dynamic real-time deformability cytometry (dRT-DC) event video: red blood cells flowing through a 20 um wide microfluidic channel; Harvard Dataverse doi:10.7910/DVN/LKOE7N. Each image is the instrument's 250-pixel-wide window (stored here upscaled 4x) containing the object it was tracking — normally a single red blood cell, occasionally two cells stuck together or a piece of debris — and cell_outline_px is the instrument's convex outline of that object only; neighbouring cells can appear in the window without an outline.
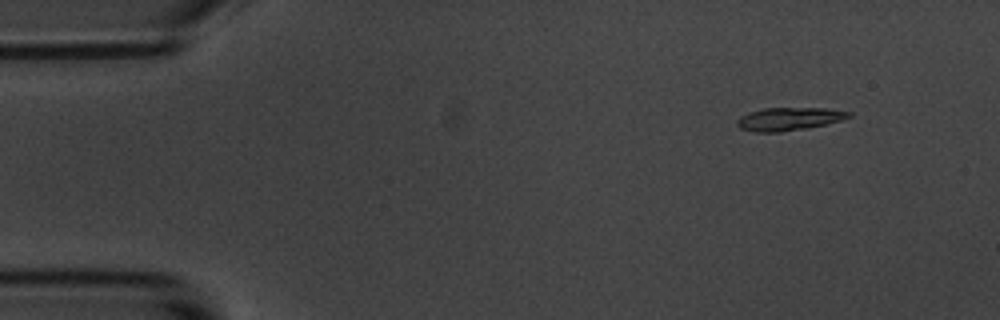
{"species": "common noctule bat (a hibernating species)", "species_latin": "Nyctalus noctula", "temperature_condition": "room temperature", "stored_images_in_passage": 53, "camera_frame_rate_fps": 3000, "um_per_image_px": 0.085, "animal": {"sex": "male", "body_mass_g": 20.1, "forearm_length_mm": 53.5}, "frame": {"image": 1, "passage_image": 2, "time_ms": 0.333, "image_size_px": [1000, 320], "cell_outline_px": [[852, 116], [840, 120], [808, 128], [780, 132], [752, 132], [740, 128], [736, 124], [736, 120], [740, 116], [748, 112], [764, 108], [824, 108], [852, 112]], "centroid_in_image_um": [67.02, 10.11], "position_along_channel_um": 18.0, "area_um2": 15.03}}
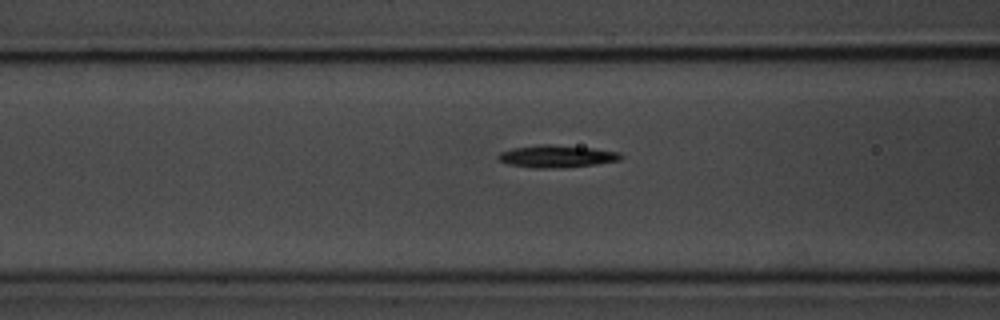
{"frame": {"image": 2, "passage_image": 18, "time_ms": 5.667, "image_size_px": [1000, 320], "cell_outline_px": [[624, 156], [620, 160], [596, 164], [548, 168], [536, 168], [508, 164], [500, 160], [496, 156], [500, 152], [512, 148], [544, 144], [552, 144], [592, 148], [620, 152]], "centroid_in_image_um": [47.32, 13.27], "position_along_channel_um": 119.3, "area_um2": 15.78}}
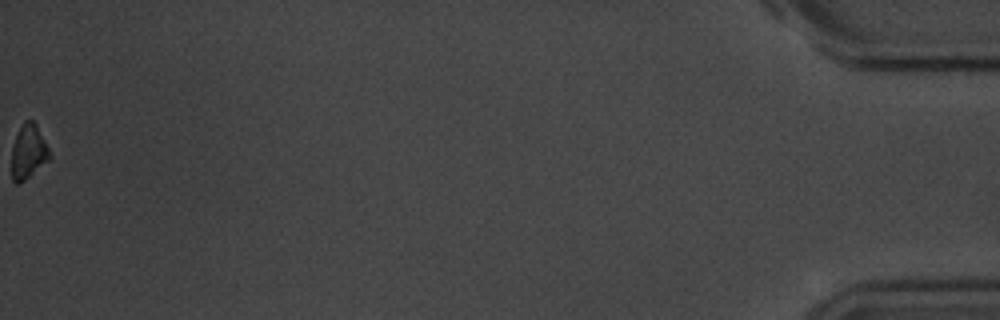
{"frame": {"image": 3, "passage_image": 53, "time_ms": 17.333, "image_size_px": [1000, 320], "cell_outline_px": [[52, 156], [48, 160], [20, 184], [16, 184], [12, 180], [12, 144], [24, 120], [32, 120], [36, 124]], "centroid_in_image_um": [2.4, 12.91], "position_along_channel_um": 432.8, "area_um2": 11.85}, "authors_computed_cell_mechanics": {"area_um2": 14.9702, "velocity_mm_per_s": 3.5604, "shape_relaxation_time_tau1_ms": 2.745, "shape_relaxation_time_tau2_ms": null, "deformation_change_tau1": 0.135, "deformation_change_tau2": null}}